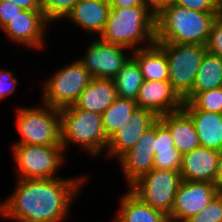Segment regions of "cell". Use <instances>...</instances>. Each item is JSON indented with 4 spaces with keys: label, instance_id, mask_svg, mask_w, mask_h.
I'll list each match as a JSON object with an SVG mask.
<instances>
[{
    "label": "cell",
    "instance_id": "1",
    "mask_svg": "<svg viewBox=\"0 0 222 222\" xmlns=\"http://www.w3.org/2000/svg\"><path fill=\"white\" fill-rule=\"evenodd\" d=\"M86 179H18L9 198L0 202V216L17 222H62Z\"/></svg>",
    "mask_w": 222,
    "mask_h": 222
},
{
    "label": "cell",
    "instance_id": "2",
    "mask_svg": "<svg viewBox=\"0 0 222 222\" xmlns=\"http://www.w3.org/2000/svg\"><path fill=\"white\" fill-rule=\"evenodd\" d=\"M222 12H199L171 4L155 19L156 43L206 46L213 22Z\"/></svg>",
    "mask_w": 222,
    "mask_h": 222
},
{
    "label": "cell",
    "instance_id": "3",
    "mask_svg": "<svg viewBox=\"0 0 222 222\" xmlns=\"http://www.w3.org/2000/svg\"><path fill=\"white\" fill-rule=\"evenodd\" d=\"M155 17L147 6L110 8L100 39L110 44L124 46L129 50L148 48L156 43ZM143 41L149 44L138 47V43Z\"/></svg>",
    "mask_w": 222,
    "mask_h": 222
},
{
    "label": "cell",
    "instance_id": "4",
    "mask_svg": "<svg viewBox=\"0 0 222 222\" xmlns=\"http://www.w3.org/2000/svg\"><path fill=\"white\" fill-rule=\"evenodd\" d=\"M60 111L61 145H80L90 155L96 156L108 145L101 114L76 108L74 105Z\"/></svg>",
    "mask_w": 222,
    "mask_h": 222
},
{
    "label": "cell",
    "instance_id": "5",
    "mask_svg": "<svg viewBox=\"0 0 222 222\" xmlns=\"http://www.w3.org/2000/svg\"><path fill=\"white\" fill-rule=\"evenodd\" d=\"M42 106L17 109V132L21 139L14 144L62 146L60 111L43 103Z\"/></svg>",
    "mask_w": 222,
    "mask_h": 222
},
{
    "label": "cell",
    "instance_id": "6",
    "mask_svg": "<svg viewBox=\"0 0 222 222\" xmlns=\"http://www.w3.org/2000/svg\"><path fill=\"white\" fill-rule=\"evenodd\" d=\"M164 53L169 66V82L183 100L193 88L196 73L206 46L198 44L155 43Z\"/></svg>",
    "mask_w": 222,
    "mask_h": 222
},
{
    "label": "cell",
    "instance_id": "7",
    "mask_svg": "<svg viewBox=\"0 0 222 222\" xmlns=\"http://www.w3.org/2000/svg\"><path fill=\"white\" fill-rule=\"evenodd\" d=\"M93 79L83 64L76 60L43 83V103L61 110L74 105L81 92Z\"/></svg>",
    "mask_w": 222,
    "mask_h": 222
},
{
    "label": "cell",
    "instance_id": "8",
    "mask_svg": "<svg viewBox=\"0 0 222 222\" xmlns=\"http://www.w3.org/2000/svg\"><path fill=\"white\" fill-rule=\"evenodd\" d=\"M181 181L179 171L152 169L135 181L130 190L145 204L169 217Z\"/></svg>",
    "mask_w": 222,
    "mask_h": 222
},
{
    "label": "cell",
    "instance_id": "9",
    "mask_svg": "<svg viewBox=\"0 0 222 222\" xmlns=\"http://www.w3.org/2000/svg\"><path fill=\"white\" fill-rule=\"evenodd\" d=\"M18 179H52L64 162L62 146L13 144Z\"/></svg>",
    "mask_w": 222,
    "mask_h": 222
},
{
    "label": "cell",
    "instance_id": "10",
    "mask_svg": "<svg viewBox=\"0 0 222 222\" xmlns=\"http://www.w3.org/2000/svg\"><path fill=\"white\" fill-rule=\"evenodd\" d=\"M124 49L126 47L110 44L97 38L90 43L86 56L78 60L93 78L113 79L132 57H127Z\"/></svg>",
    "mask_w": 222,
    "mask_h": 222
},
{
    "label": "cell",
    "instance_id": "11",
    "mask_svg": "<svg viewBox=\"0 0 222 222\" xmlns=\"http://www.w3.org/2000/svg\"><path fill=\"white\" fill-rule=\"evenodd\" d=\"M219 193L214 183L182 180L169 216L170 222H186L203 210Z\"/></svg>",
    "mask_w": 222,
    "mask_h": 222
},
{
    "label": "cell",
    "instance_id": "12",
    "mask_svg": "<svg viewBox=\"0 0 222 222\" xmlns=\"http://www.w3.org/2000/svg\"><path fill=\"white\" fill-rule=\"evenodd\" d=\"M130 119L109 138L106 147L109 158L118 157L119 159L131 150L142 134L158 120V117L150 110L137 107Z\"/></svg>",
    "mask_w": 222,
    "mask_h": 222
},
{
    "label": "cell",
    "instance_id": "13",
    "mask_svg": "<svg viewBox=\"0 0 222 222\" xmlns=\"http://www.w3.org/2000/svg\"><path fill=\"white\" fill-rule=\"evenodd\" d=\"M48 23L43 11L22 10L2 30L22 46L42 48Z\"/></svg>",
    "mask_w": 222,
    "mask_h": 222
},
{
    "label": "cell",
    "instance_id": "14",
    "mask_svg": "<svg viewBox=\"0 0 222 222\" xmlns=\"http://www.w3.org/2000/svg\"><path fill=\"white\" fill-rule=\"evenodd\" d=\"M136 104L138 108L150 110L159 117L182 109L183 100L173 90L168 80H144Z\"/></svg>",
    "mask_w": 222,
    "mask_h": 222
},
{
    "label": "cell",
    "instance_id": "15",
    "mask_svg": "<svg viewBox=\"0 0 222 222\" xmlns=\"http://www.w3.org/2000/svg\"><path fill=\"white\" fill-rule=\"evenodd\" d=\"M220 152L206 147H196L182 155L181 180L214 183Z\"/></svg>",
    "mask_w": 222,
    "mask_h": 222
},
{
    "label": "cell",
    "instance_id": "16",
    "mask_svg": "<svg viewBox=\"0 0 222 222\" xmlns=\"http://www.w3.org/2000/svg\"><path fill=\"white\" fill-rule=\"evenodd\" d=\"M109 10V0H78L66 18L86 32L99 36L104 31Z\"/></svg>",
    "mask_w": 222,
    "mask_h": 222
},
{
    "label": "cell",
    "instance_id": "17",
    "mask_svg": "<svg viewBox=\"0 0 222 222\" xmlns=\"http://www.w3.org/2000/svg\"><path fill=\"white\" fill-rule=\"evenodd\" d=\"M158 120L170 131L174 146L182 155L200 146L194 123L183 109L159 116Z\"/></svg>",
    "mask_w": 222,
    "mask_h": 222
},
{
    "label": "cell",
    "instance_id": "18",
    "mask_svg": "<svg viewBox=\"0 0 222 222\" xmlns=\"http://www.w3.org/2000/svg\"><path fill=\"white\" fill-rule=\"evenodd\" d=\"M117 97L113 79L93 78L81 92L74 106L102 114Z\"/></svg>",
    "mask_w": 222,
    "mask_h": 222
},
{
    "label": "cell",
    "instance_id": "19",
    "mask_svg": "<svg viewBox=\"0 0 222 222\" xmlns=\"http://www.w3.org/2000/svg\"><path fill=\"white\" fill-rule=\"evenodd\" d=\"M194 123L202 147L222 151V114L205 110H184Z\"/></svg>",
    "mask_w": 222,
    "mask_h": 222
},
{
    "label": "cell",
    "instance_id": "20",
    "mask_svg": "<svg viewBox=\"0 0 222 222\" xmlns=\"http://www.w3.org/2000/svg\"><path fill=\"white\" fill-rule=\"evenodd\" d=\"M120 201L119 222H170L167 215L145 204L130 189Z\"/></svg>",
    "mask_w": 222,
    "mask_h": 222
},
{
    "label": "cell",
    "instance_id": "21",
    "mask_svg": "<svg viewBox=\"0 0 222 222\" xmlns=\"http://www.w3.org/2000/svg\"><path fill=\"white\" fill-rule=\"evenodd\" d=\"M138 63L144 80H169V66L165 53L153 44L148 48L134 50L131 55Z\"/></svg>",
    "mask_w": 222,
    "mask_h": 222
},
{
    "label": "cell",
    "instance_id": "22",
    "mask_svg": "<svg viewBox=\"0 0 222 222\" xmlns=\"http://www.w3.org/2000/svg\"><path fill=\"white\" fill-rule=\"evenodd\" d=\"M222 87V58L205 52L192 91L183 99L191 101L199 92Z\"/></svg>",
    "mask_w": 222,
    "mask_h": 222
},
{
    "label": "cell",
    "instance_id": "23",
    "mask_svg": "<svg viewBox=\"0 0 222 222\" xmlns=\"http://www.w3.org/2000/svg\"><path fill=\"white\" fill-rule=\"evenodd\" d=\"M154 156V150L132 148L119 158L128 187L153 169Z\"/></svg>",
    "mask_w": 222,
    "mask_h": 222
},
{
    "label": "cell",
    "instance_id": "24",
    "mask_svg": "<svg viewBox=\"0 0 222 222\" xmlns=\"http://www.w3.org/2000/svg\"><path fill=\"white\" fill-rule=\"evenodd\" d=\"M117 96L136 102L144 77L137 61L131 57L113 78Z\"/></svg>",
    "mask_w": 222,
    "mask_h": 222
},
{
    "label": "cell",
    "instance_id": "25",
    "mask_svg": "<svg viewBox=\"0 0 222 222\" xmlns=\"http://www.w3.org/2000/svg\"><path fill=\"white\" fill-rule=\"evenodd\" d=\"M136 108V102L117 97L101 114L103 128L108 139L131 120L130 117Z\"/></svg>",
    "mask_w": 222,
    "mask_h": 222
},
{
    "label": "cell",
    "instance_id": "26",
    "mask_svg": "<svg viewBox=\"0 0 222 222\" xmlns=\"http://www.w3.org/2000/svg\"><path fill=\"white\" fill-rule=\"evenodd\" d=\"M182 109L222 114V87L199 92L191 101H183Z\"/></svg>",
    "mask_w": 222,
    "mask_h": 222
},
{
    "label": "cell",
    "instance_id": "27",
    "mask_svg": "<svg viewBox=\"0 0 222 222\" xmlns=\"http://www.w3.org/2000/svg\"><path fill=\"white\" fill-rule=\"evenodd\" d=\"M78 0H41L44 17L49 22L66 18Z\"/></svg>",
    "mask_w": 222,
    "mask_h": 222
},
{
    "label": "cell",
    "instance_id": "28",
    "mask_svg": "<svg viewBox=\"0 0 222 222\" xmlns=\"http://www.w3.org/2000/svg\"><path fill=\"white\" fill-rule=\"evenodd\" d=\"M186 222H222V193L216 195L203 210Z\"/></svg>",
    "mask_w": 222,
    "mask_h": 222
},
{
    "label": "cell",
    "instance_id": "29",
    "mask_svg": "<svg viewBox=\"0 0 222 222\" xmlns=\"http://www.w3.org/2000/svg\"><path fill=\"white\" fill-rule=\"evenodd\" d=\"M182 154L174 146L173 151L157 152L154 156L153 169L180 171Z\"/></svg>",
    "mask_w": 222,
    "mask_h": 222
},
{
    "label": "cell",
    "instance_id": "30",
    "mask_svg": "<svg viewBox=\"0 0 222 222\" xmlns=\"http://www.w3.org/2000/svg\"><path fill=\"white\" fill-rule=\"evenodd\" d=\"M172 4L199 12H222L221 0H173Z\"/></svg>",
    "mask_w": 222,
    "mask_h": 222
},
{
    "label": "cell",
    "instance_id": "31",
    "mask_svg": "<svg viewBox=\"0 0 222 222\" xmlns=\"http://www.w3.org/2000/svg\"><path fill=\"white\" fill-rule=\"evenodd\" d=\"M206 50L222 58V14L212 24Z\"/></svg>",
    "mask_w": 222,
    "mask_h": 222
},
{
    "label": "cell",
    "instance_id": "32",
    "mask_svg": "<svg viewBox=\"0 0 222 222\" xmlns=\"http://www.w3.org/2000/svg\"><path fill=\"white\" fill-rule=\"evenodd\" d=\"M174 143L170 131L159 121L155 122V148L157 152L173 151Z\"/></svg>",
    "mask_w": 222,
    "mask_h": 222
},
{
    "label": "cell",
    "instance_id": "33",
    "mask_svg": "<svg viewBox=\"0 0 222 222\" xmlns=\"http://www.w3.org/2000/svg\"><path fill=\"white\" fill-rule=\"evenodd\" d=\"M13 75L14 73L11 71H4L0 69V100L8 97L16 90L15 86L17 85L18 81Z\"/></svg>",
    "mask_w": 222,
    "mask_h": 222
},
{
    "label": "cell",
    "instance_id": "34",
    "mask_svg": "<svg viewBox=\"0 0 222 222\" xmlns=\"http://www.w3.org/2000/svg\"><path fill=\"white\" fill-rule=\"evenodd\" d=\"M23 9L16 4L6 1H0V27L3 29L13 18H15Z\"/></svg>",
    "mask_w": 222,
    "mask_h": 222
},
{
    "label": "cell",
    "instance_id": "35",
    "mask_svg": "<svg viewBox=\"0 0 222 222\" xmlns=\"http://www.w3.org/2000/svg\"><path fill=\"white\" fill-rule=\"evenodd\" d=\"M133 148L154 150L155 148V123L148 128Z\"/></svg>",
    "mask_w": 222,
    "mask_h": 222
},
{
    "label": "cell",
    "instance_id": "36",
    "mask_svg": "<svg viewBox=\"0 0 222 222\" xmlns=\"http://www.w3.org/2000/svg\"><path fill=\"white\" fill-rule=\"evenodd\" d=\"M16 4L23 10L42 11L41 0H0Z\"/></svg>",
    "mask_w": 222,
    "mask_h": 222
},
{
    "label": "cell",
    "instance_id": "37",
    "mask_svg": "<svg viewBox=\"0 0 222 222\" xmlns=\"http://www.w3.org/2000/svg\"><path fill=\"white\" fill-rule=\"evenodd\" d=\"M173 0H146V5L149 10L156 16L164 8L169 7Z\"/></svg>",
    "mask_w": 222,
    "mask_h": 222
},
{
    "label": "cell",
    "instance_id": "38",
    "mask_svg": "<svg viewBox=\"0 0 222 222\" xmlns=\"http://www.w3.org/2000/svg\"><path fill=\"white\" fill-rule=\"evenodd\" d=\"M110 8H126L132 6H147L146 0H109Z\"/></svg>",
    "mask_w": 222,
    "mask_h": 222
},
{
    "label": "cell",
    "instance_id": "39",
    "mask_svg": "<svg viewBox=\"0 0 222 222\" xmlns=\"http://www.w3.org/2000/svg\"><path fill=\"white\" fill-rule=\"evenodd\" d=\"M214 184L218 191L222 193V151L220 152V157L218 161L217 174L214 180Z\"/></svg>",
    "mask_w": 222,
    "mask_h": 222
}]
</instances>
